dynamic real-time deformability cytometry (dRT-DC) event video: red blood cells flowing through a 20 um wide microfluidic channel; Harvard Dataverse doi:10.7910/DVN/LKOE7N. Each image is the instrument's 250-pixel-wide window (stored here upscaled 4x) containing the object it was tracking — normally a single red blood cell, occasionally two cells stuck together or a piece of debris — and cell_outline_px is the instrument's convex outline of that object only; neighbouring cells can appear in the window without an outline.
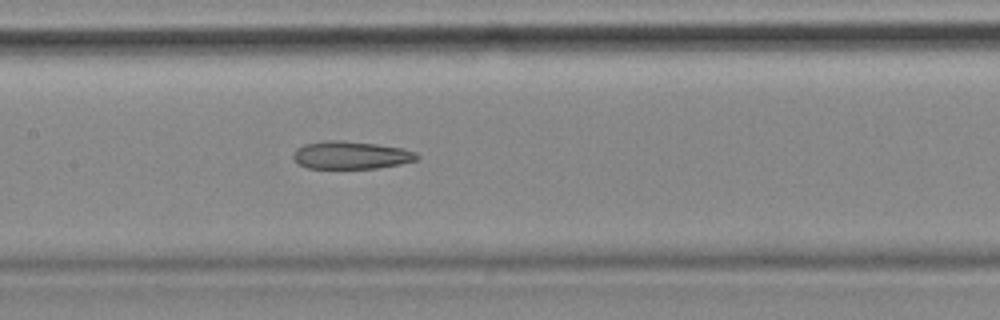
{"species": "common noctule bat (a hibernating species)", "species_latin": "Nyctalus noctula", "temperature_condition": "cold", "stored_images_in_passage": 41, "camera_frame_rate_fps": 3000, "um_per_image_px": 0.085, "animal": {"sex": "female", "body_mass_g": 18.4}, "frame": {"image": 1, "passage_image": 26, "time_ms": 8.333, "image_size_px": [1000, 320], "cell_outline_px": [[420, 160], [400, 164], [376, 168], [308, 168], [300, 164], [292, 156], [296, 148], [304, 144], [328, 140], [340, 140], [376, 144], [400, 148], [416, 152], [420, 156]], "centroid_in_image_um": [29.86, 13.18], "position_along_channel_um": 177.5, "area_um2": 19.94}}